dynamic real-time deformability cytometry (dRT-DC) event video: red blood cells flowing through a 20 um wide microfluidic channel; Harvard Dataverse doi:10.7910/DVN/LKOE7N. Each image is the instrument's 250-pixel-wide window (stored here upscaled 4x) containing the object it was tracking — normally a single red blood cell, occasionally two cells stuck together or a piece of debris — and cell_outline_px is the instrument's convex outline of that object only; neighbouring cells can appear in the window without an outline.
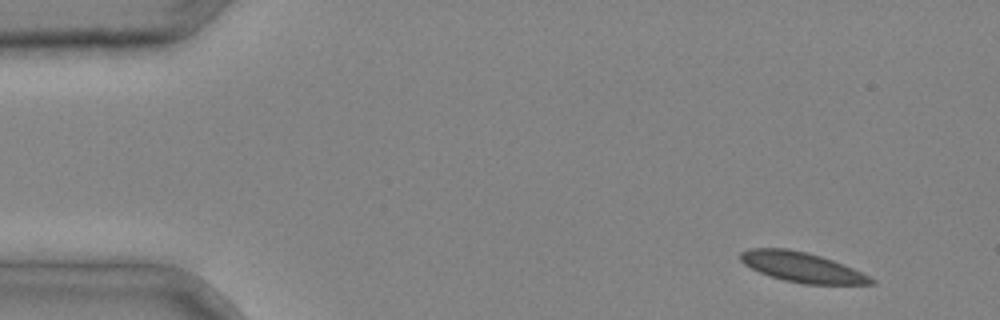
{"species": "common noctule bat (a hibernating species)", "species_latin": "Nyctalus noctula", "temperature_condition": "cold", "stored_images_in_passage": 2, "segment_of_instrument_passage": [2, 2], "camera_frame_rate_fps": 3000, "um_per_image_px": 0.085, "animal": {"sex": "male", "body_mass_g": 20.4}, "frame": {"image": 1, "passage_image": 2, "time_ms": 0.333, "image_size_px": [1000, 320], "cell_outline_px": [[876, 284], [804, 284], [784, 280], [760, 272], [744, 264], [740, 260], [740, 252], [748, 248], [788, 248], [808, 252], [832, 260], [852, 268], [876, 280]], "centroid_in_image_um": [68.14, 22.7], "position_along_channel_um": 16.9, "area_um2": 22.6}}